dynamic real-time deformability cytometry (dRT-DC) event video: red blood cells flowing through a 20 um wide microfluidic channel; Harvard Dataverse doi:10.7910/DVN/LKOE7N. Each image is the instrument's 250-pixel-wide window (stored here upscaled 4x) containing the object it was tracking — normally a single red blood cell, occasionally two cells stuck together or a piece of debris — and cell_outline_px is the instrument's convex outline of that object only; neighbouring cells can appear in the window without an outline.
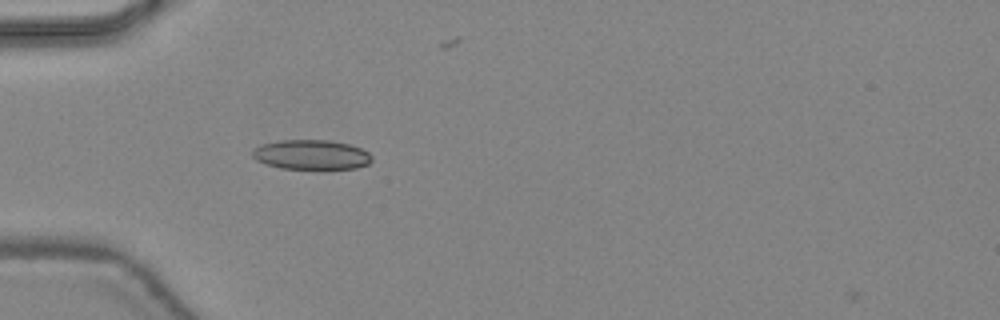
{"species": "common noctule bat (a hibernating species)", "species_latin": "Nyctalus noctula", "temperature_condition": "warm", "stored_images_in_passage": 34, "camera_frame_rate_fps": 3000, "um_per_image_px": 0.085, "animal": {"sex": "female", "body_mass_g": 24.6, "forearm_length_mm": 56.2}, "frame": {"image": 1, "passage_image": 2, "time_ms": 0.333, "image_size_px": [1000, 320], "cell_outline_px": [[372, 160], [368, 164], [356, 168], [280, 168], [256, 160], [252, 156], [252, 148], [260, 144], [280, 140], [328, 140], [348, 144], [360, 148], [368, 152], [372, 156]], "centroid_in_image_um": [26.43, 13.13], "position_along_channel_um": 58.6, "area_um2": 20.52}}
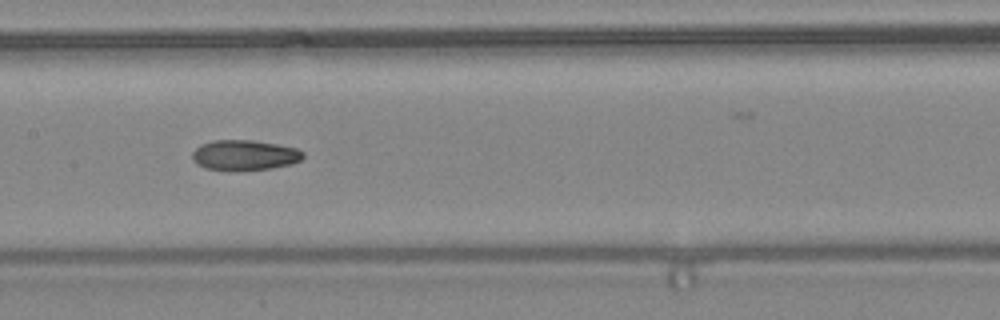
{"frame": {"image": 2, "passage_image": 11, "time_ms": 3.333, "image_size_px": [1000, 320], "cell_outline_px": [[304, 156], [300, 160], [292, 164], [272, 168], [228, 172], [204, 168], [196, 164], [192, 160], [192, 152], [200, 144], [212, 140], [252, 140], [276, 144], [296, 148], [304, 152]], "centroid_in_image_um": [20.74, 13.21], "position_along_channel_um": 186.7, "area_um2": 20.0}}
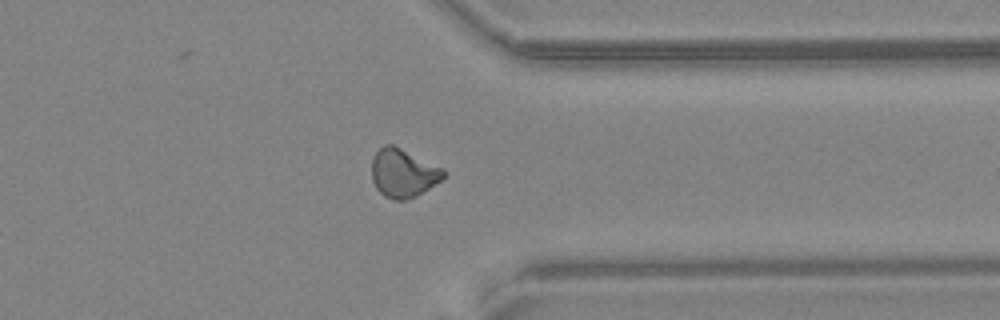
{"frame": {"image": 3, "passage_image": 24, "time_ms": 7.667, "image_size_px": [1000, 320], "cell_outline_px": [[444, 176], [440, 180], [416, 196], [404, 200], [396, 200], [384, 196], [376, 188], [372, 180], [372, 160], [376, 152], [384, 144], [392, 144], [444, 168]], "centroid_in_image_um": [34.25, 14.7], "position_along_channel_um": 377.2, "area_um2": 20.06}, "authors_computed_cell_mechanics": {"area_um2": 19.5653, "velocity_mm_per_s": 4.4763, "shape_relaxation_time_tau1_ms": null, "shape_relaxation_time_tau2_ms": 2.3475, "deformation_change_tau1": null, "deformation_change_tau2": 0.0705}}